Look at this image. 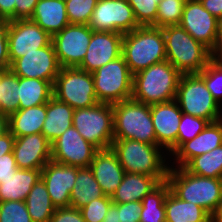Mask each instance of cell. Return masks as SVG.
Wrapping results in <instances>:
<instances>
[{
    "label": "cell",
    "instance_id": "cell-29",
    "mask_svg": "<svg viewBox=\"0 0 222 222\" xmlns=\"http://www.w3.org/2000/svg\"><path fill=\"white\" fill-rule=\"evenodd\" d=\"M104 193L89 167L77 170L73 190L70 194V206L80 209L92 200L102 198Z\"/></svg>",
    "mask_w": 222,
    "mask_h": 222
},
{
    "label": "cell",
    "instance_id": "cell-23",
    "mask_svg": "<svg viewBox=\"0 0 222 222\" xmlns=\"http://www.w3.org/2000/svg\"><path fill=\"white\" fill-rule=\"evenodd\" d=\"M160 182L152 176L142 173L125 172L121 184L112 195L113 203L142 201Z\"/></svg>",
    "mask_w": 222,
    "mask_h": 222
},
{
    "label": "cell",
    "instance_id": "cell-48",
    "mask_svg": "<svg viewBox=\"0 0 222 222\" xmlns=\"http://www.w3.org/2000/svg\"><path fill=\"white\" fill-rule=\"evenodd\" d=\"M14 142L15 137L10 131L0 137V157L13 152Z\"/></svg>",
    "mask_w": 222,
    "mask_h": 222
},
{
    "label": "cell",
    "instance_id": "cell-12",
    "mask_svg": "<svg viewBox=\"0 0 222 222\" xmlns=\"http://www.w3.org/2000/svg\"><path fill=\"white\" fill-rule=\"evenodd\" d=\"M10 64L52 42V36L30 19L6 22Z\"/></svg>",
    "mask_w": 222,
    "mask_h": 222
},
{
    "label": "cell",
    "instance_id": "cell-1",
    "mask_svg": "<svg viewBox=\"0 0 222 222\" xmlns=\"http://www.w3.org/2000/svg\"><path fill=\"white\" fill-rule=\"evenodd\" d=\"M111 149L125 172L147 174L160 183L167 180L170 165L166 160L169 156L159 145L131 139H114Z\"/></svg>",
    "mask_w": 222,
    "mask_h": 222
},
{
    "label": "cell",
    "instance_id": "cell-42",
    "mask_svg": "<svg viewBox=\"0 0 222 222\" xmlns=\"http://www.w3.org/2000/svg\"><path fill=\"white\" fill-rule=\"evenodd\" d=\"M113 204L118 208L120 222H140L141 201Z\"/></svg>",
    "mask_w": 222,
    "mask_h": 222
},
{
    "label": "cell",
    "instance_id": "cell-37",
    "mask_svg": "<svg viewBox=\"0 0 222 222\" xmlns=\"http://www.w3.org/2000/svg\"><path fill=\"white\" fill-rule=\"evenodd\" d=\"M98 0H66V13L70 24L87 25Z\"/></svg>",
    "mask_w": 222,
    "mask_h": 222
},
{
    "label": "cell",
    "instance_id": "cell-35",
    "mask_svg": "<svg viewBox=\"0 0 222 222\" xmlns=\"http://www.w3.org/2000/svg\"><path fill=\"white\" fill-rule=\"evenodd\" d=\"M187 0H161L158 3L156 23L153 27L179 25Z\"/></svg>",
    "mask_w": 222,
    "mask_h": 222
},
{
    "label": "cell",
    "instance_id": "cell-47",
    "mask_svg": "<svg viewBox=\"0 0 222 222\" xmlns=\"http://www.w3.org/2000/svg\"><path fill=\"white\" fill-rule=\"evenodd\" d=\"M0 20H15V0H0Z\"/></svg>",
    "mask_w": 222,
    "mask_h": 222
},
{
    "label": "cell",
    "instance_id": "cell-14",
    "mask_svg": "<svg viewBox=\"0 0 222 222\" xmlns=\"http://www.w3.org/2000/svg\"><path fill=\"white\" fill-rule=\"evenodd\" d=\"M97 150L71 126L51 144V160L68 166L89 167Z\"/></svg>",
    "mask_w": 222,
    "mask_h": 222
},
{
    "label": "cell",
    "instance_id": "cell-44",
    "mask_svg": "<svg viewBox=\"0 0 222 222\" xmlns=\"http://www.w3.org/2000/svg\"><path fill=\"white\" fill-rule=\"evenodd\" d=\"M6 22L0 20V71L10 70Z\"/></svg>",
    "mask_w": 222,
    "mask_h": 222
},
{
    "label": "cell",
    "instance_id": "cell-41",
    "mask_svg": "<svg viewBox=\"0 0 222 222\" xmlns=\"http://www.w3.org/2000/svg\"><path fill=\"white\" fill-rule=\"evenodd\" d=\"M112 204L111 197L104 195L102 198L92 200L80 208V211L85 222H102Z\"/></svg>",
    "mask_w": 222,
    "mask_h": 222
},
{
    "label": "cell",
    "instance_id": "cell-22",
    "mask_svg": "<svg viewBox=\"0 0 222 222\" xmlns=\"http://www.w3.org/2000/svg\"><path fill=\"white\" fill-rule=\"evenodd\" d=\"M89 168L104 195L112 197L125 174L115 152L111 148L97 150Z\"/></svg>",
    "mask_w": 222,
    "mask_h": 222
},
{
    "label": "cell",
    "instance_id": "cell-46",
    "mask_svg": "<svg viewBox=\"0 0 222 222\" xmlns=\"http://www.w3.org/2000/svg\"><path fill=\"white\" fill-rule=\"evenodd\" d=\"M39 0H15V20L30 19Z\"/></svg>",
    "mask_w": 222,
    "mask_h": 222
},
{
    "label": "cell",
    "instance_id": "cell-10",
    "mask_svg": "<svg viewBox=\"0 0 222 222\" xmlns=\"http://www.w3.org/2000/svg\"><path fill=\"white\" fill-rule=\"evenodd\" d=\"M53 96L74 110L88 108L99 103L92 73L77 67L60 69L53 85Z\"/></svg>",
    "mask_w": 222,
    "mask_h": 222
},
{
    "label": "cell",
    "instance_id": "cell-5",
    "mask_svg": "<svg viewBox=\"0 0 222 222\" xmlns=\"http://www.w3.org/2000/svg\"><path fill=\"white\" fill-rule=\"evenodd\" d=\"M166 181L179 199L202 207L210 215L222 200V179L191 174L184 167H169Z\"/></svg>",
    "mask_w": 222,
    "mask_h": 222
},
{
    "label": "cell",
    "instance_id": "cell-11",
    "mask_svg": "<svg viewBox=\"0 0 222 222\" xmlns=\"http://www.w3.org/2000/svg\"><path fill=\"white\" fill-rule=\"evenodd\" d=\"M87 25L93 31L122 34L140 26L127 0H98Z\"/></svg>",
    "mask_w": 222,
    "mask_h": 222
},
{
    "label": "cell",
    "instance_id": "cell-27",
    "mask_svg": "<svg viewBox=\"0 0 222 222\" xmlns=\"http://www.w3.org/2000/svg\"><path fill=\"white\" fill-rule=\"evenodd\" d=\"M45 118L46 103L26 109H19L9 116V131L15 138L42 133Z\"/></svg>",
    "mask_w": 222,
    "mask_h": 222
},
{
    "label": "cell",
    "instance_id": "cell-39",
    "mask_svg": "<svg viewBox=\"0 0 222 222\" xmlns=\"http://www.w3.org/2000/svg\"><path fill=\"white\" fill-rule=\"evenodd\" d=\"M160 1L161 0H127L140 26H153L156 23L158 3Z\"/></svg>",
    "mask_w": 222,
    "mask_h": 222
},
{
    "label": "cell",
    "instance_id": "cell-53",
    "mask_svg": "<svg viewBox=\"0 0 222 222\" xmlns=\"http://www.w3.org/2000/svg\"><path fill=\"white\" fill-rule=\"evenodd\" d=\"M211 222H222V200L211 214Z\"/></svg>",
    "mask_w": 222,
    "mask_h": 222
},
{
    "label": "cell",
    "instance_id": "cell-49",
    "mask_svg": "<svg viewBox=\"0 0 222 222\" xmlns=\"http://www.w3.org/2000/svg\"><path fill=\"white\" fill-rule=\"evenodd\" d=\"M202 6L217 19L222 17V0H199Z\"/></svg>",
    "mask_w": 222,
    "mask_h": 222
},
{
    "label": "cell",
    "instance_id": "cell-15",
    "mask_svg": "<svg viewBox=\"0 0 222 222\" xmlns=\"http://www.w3.org/2000/svg\"><path fill=\"white\" fill-rule=\"evenodd\" d=\"M60 69L61 66L52 42L45 47L16 59L10 65V70L18 77L45 80L52 85H54Z\"/></svg>",
    "mask_w": 222,
    "mask_h": 222
},
{
    "label": "cell",
    "instance_id": "cell-34",
    "mask_svg": "<svg viewBox=\"0 0 222 222\" xmlns=\"http://www.w3.org/2000/svg\"><path fill=\"white\" fill-rule=\"evenodd\" d=\"M19 110V77L11 70L0 71V113L6 116Z\"/></svg>",
    "mask_w": 222,
    "mask_h": 222
},
{
    "label": "cell",
    "instance_id": "cell-6",
    "mask_svg": "<svg viewBox=\"0 0 222 222\" xmlns=\"http://www.w3.org/2000/svg\"><path fill=\"white\" fill-rule=\"evenodd\" d=\"M114 139L156 144L151 105L133 99L113 104Z\"/></svg>",
    "mask_w": 222,
    "mask_h": 222
},
{
    "label": "cell",
    "instance_id": "cell-40",
    "mask_svg": "<svg viewBox=\"0 0 222 222\" xmlns=\"http://www.w3.org/2000/svg\"><path fill=\"white\" fill-rule=\"evenodd\" d=\"M0 222H33L25 201L0 202Z\"/></svg>",
    "mask_w": 222,
    "mask_h": 222
},
{
    "label": "cell",
    "instance_id": "cell-51",
    "mask_svg": "<svg viewBox=\"0 0 222 222\" xmlns=\"http://www.w3.org/2000/svg\"><path fill=\"white\" fill-rule=\"evenodd\" d=\"M220 53H222V17L218 19V43L213 55L217 57Z\"/></svg>",
    "mask_w": 222,
    "mask_h": 222
},
{
    "label": "cell",
    "instance_id": "cell-52",
    "mask_svg": "<svg viewBox=\"0 0 222 222\" xmlns=\"http://www.w3.org/2000/svg\"><path fill=\"white\" fill-rule=\"evenodd\" d=\"M9 131V117L0 113V137Z\"/></svg>",
    "mask_w": 222,
    "mask_h": 222
},
{
    "label": "cell",
    "instance_id": "cell-38",
    "mask_svg": "<svg viewBox=\"0 0 222 222\" xmlns=\"http://www.w3.org/2000/svg\"><path fill=\"white\" fill-rule=\"evenodd\" d=\"M209 123L210 122L204 118L182 113L177 135V149L184 142L196 137Z\"/></svg>",
    "mask_w": 222,
    "mask_h": 222
},
{
    "label": "cell",
    "instance_id": "cell-36",
    "mask_svg": "<svg viewBox=\"0 0 222 222\" xmlns=\"http://www.w3.org/2000/svg\"><path fill=\"white\" fill-rule=\"evenodd\" d=\"M205 82L211 95L222 105V61L213 57L209 64L198 74Z\"/></svg>",
    "mask_w": 222,
    "mask_h": 222
},
{
    "label": "cell",
    "instance_id": "cell-9",
    "mask_svg": "<svg viewBox=\"0 0 222 222\" xmlns=\"http://www.w3.org/2000/svg\"><path fill=\"white\" fill-rule=\"evenodd\" d=\"M92 76L98 102L114 104L131 99L133 75L123 56L98 68Z\"/></svg>",
    "mask_w": 222,
    "mask_h": 222
},
{
    "label": "cell",
    "instance_id": "cell-3",
    "mask_svg": "<svg viewBox=\"0 0 222 222\" xmlns=\"http://www.w3.org/2000/svg\"><path fill=\"white\" fill-rule=\"evenodd\" d=\"M180 77L167 60L153 64L133 75L131 99L147 105L174 100Z\"/></svg>",
    "mask_w": 222,
    "mask_h": 222
},
{
    "label": "cell",
    "instance_id": "cell-18",
    "mask_svg": "<svg viewBox=\"0 0 222 222\" xmlns=\"http://www.w3.org/2000/svg\"><path fill=\"white\" fill-rule=\"evenodd\" d=\"M122 33L93 31L87 53L77 67L89 73L122 56Z\"/></svg>",
    "mask_w": 222,
    "mask_h": 222
},
{
    "label": "cell",
    "instance_id": "cell-13",
    "mask_svg": "<svg viewBox=\"0 0 222 222\" xmlns=\"http://www.w3.org/2000/svg\"><path fill=\"white\" fill-rule=\"evenodd\" d=\"M93 30L88 25L69 24L52 36L61 68L78 67L87 53Z\"/></svg>",
    "mask_w": 222,
    "mask_h": 222
},
{
    "label": "cell",
    "instance_id": "cell-24",
    "mask_svg": "<svg viewBox=\"0 0 222 222\" xmlns=\"http://www.w3.org/2000/svg\"><path fill=\"white\" fill-rule=\"evenodd\" d=\"M74 109L52 96L46 103V118L42 127V134L52 144L68 128L73 126Z\"/></svg>",
    "mask_w": 222,
    "mask_h": 222
},
{
    "label": "cell",
    "instance_id": "cell-32",
    "mask_svg": "<svg viewBox=\"0 0 222 222\" xmlns=\"http://www.w3.org/2000/svg\"><path fill=\"white\" fill-rule=\"evenodd\" d=\"M169 191L170 186L164 181L143 198L140 222H166L165 198Z\"/></svg>",
    "mask_w": 222,
    "mask_h": 222
},
{
    "label": "cell",
    "instance_id": "cell-28",
    "mask_svg": "<svg viewBox=\"0 0 222 222\" xmlns=\"http://www.w3.org/2000/svg\"><path fill=\"white\" fill-rule=\"evenodd\" d=\"M166 222H211V215L202 207L179 199L171 190L165 198Z\"/></svg>",
    "mask_w": 222,
    "mask_h": 222
},
{
    "label": "cell",
    "instance_id": "cell-43",
    "mask_svg": "<svg viewBox=\"0 0 222 222\" xmlns=\"http://www.w3.org/2000/svg\"><path fill=\"white\" fill-rule=\"evenodd\" d=\"M50 222H85L80 209L69 207L56 208Z\"/></svg>",
    "mask_w": 222,
    "mask_h": 222
},
{
    "label": "cell",
    "instance_id": "cell-45",
    "mask_svg": "<svg viewBox=\"0 0 222 222\" xmlns=\"http://www.w3.org/2000/svg\"><path fill=\"white\" fill-rule=\"evenodd\" d=\"M17 169L13 152L2 155L0 157V183L2 180L14 175Z\"/></svg>",
    "mask_w": 222,
    "mask_h": 222
},
{
    "label": "cell",
    "instance_id": "cell-19",
    "mask_svg": "<svg viewBox=\"0 0 222 222\" xmlns=\"http://www.w3.org/2000/svg\"><path fill=\"white\" fill-rule=\"evenodd\" d=\"M78 168L51 160L41 170V179L56 208L70 206V194L74 187Z\"/></svg>",
    "mask_w": 222,
    "mask_h": 222
},
{
    "label": "cell",
    "instance_id": "cell-26",
    "mask_svg": "<svg viewBox=\"0 0 222 222\" xmlns=\"http://www.w3.org/2000/svg\"><path fill=\"white\" fill-rule=\"evenodd\" d=\"M41 179V170L17 169L0 183V202L25 201L34 184Z\"/></svg>",
    "mask_w": 222,
    "mask_h": 222
},
{
    "label": "cell",
    "instance_id": "cell-4",
    "mask_svg": "<svg viewBox=\"0 0 222 222\" xmlns=\"http://www.w3.org/2000/svg\"><path fill=\"white\" fill-rule=\"evenodd\" d=\"M122 56L132 75L166 58L162 28L139 26L123 34Z\"/></svg>",
    "mask_w": 222,
    "mask_h": 222
},
{
    "label": "cell",
    "instance_id": "cell-33",
    "mask_svg": "<svg viewBox=\"0 0 222 222\" xmlns=\"http://www.w3.org/2000/svg\"><path fill=\"white\" fill-rule=\"evenodd\" d=\"M184 168L191 174L222 179V145L194 157Z\"/></svg>",
    "mask_w": 222,
    "mask_h": 222
},
{
    "label": "cell",
    "instance_id": "cell-54",
    "mask_svg": "<svg viewBox=\"0 0 222 222\" xmlns=\"http://www.w3.org/2000/svg\"><path fill=\"white\" fill-rule=\"evenodd\" d=\"M222 61V53L217 56Z\"/></svg>",
    "mask_w": 222,
    "mask_h": 222
},
{
    "label": "cell",
    "instance_id": "cell-20",
    "mask_svg": "<svg viewBox=\"0 0 222 222\" xmlns=\"http://www.w3.org/2000/svg\"><path fill=\"white\" fill-rule=\"evenodd\" d=\"M13 154L18 169L42 170L51 161V143L42 133L16 137Z\"/></svg>",
    "mask_w": 222,
    "mask_h": 222
},
{
    "label": "cell",
    "instance_id": "cell-31",
    "mask_svg": "<svg viewBox=\"0 0 222 222\" xmlns=\"http://www.w3.org/2000/svg\"><path fill=\"white\" fill-rule=\"evenodd\" d=\"M25 203L33 222H50L56 210L42 179L34 184Z\"/></svg>",
    "mask_w": 222,
    "mask_h": 222
},
{
    "label": "cell",
    "instance_id": "cell-8",
    "mask_svg": "<svg viewBox=\"0 0 222 222\" xmlns=\"http://www.w3.org/2000/svg\"><path fill=\"white\" fill-rule=\"evenodd\" d=\"M73 126L98 150L111 148L114 140L113 104L99 102L95 106L75 109Z\"/></svg>",
    "mask_w": 222,
    "mask_h": 222
},
{
    "label": "cell",
    "instance_id": "cell-30",
    "mask_svg": "<svg viewBox=\"0 0 222 222\" xmlns=\"http://www.w3.org/2000/svg\"><path fill=\"white\" fill-rule=\"evenodd\" d=\"M53 96V85L49 81L19 77V109L47 103Z\"/></svg>",
    "mask_w": 222,
    "mask_h": 222
},
{
    "label": "cell",
    "instance_id": "cell-50",
    "mask_svg": "<svg viewBox=\"0 0 222 222\" xmlns=\"http://www.w3.org/2000/svg\"><path fill=\"white\" fill-rule=\"evenodd\" d=\"M102 222H120L118 208L112 204Z\"/></svg>",
    "mask_w": 222,
    "mask_h": 222
},
{
    "label": "cell",
    "instance_id": "cell-16",
    "mask_svg": "<svg viewBox=\"0 0 222 222\" xmlns=\"http://www.w3.org/2000/svg\"><path fill=\"white\" fill-rule=\"evenodd\" d=\"M179 25L213 53L216 51L218 19L206 10L199 0L186 1Z\"/></svg>",
    "mask_w": 222,
    "mask_h": 222
},
{
    "label": "cell",
    "instance_id": "cell-7",
    "mask_svg": "<svg viewBox=\"0 0 222 222\" xmlns=\"http://www.w3.org/2000/svg\"><path fill=\"white\" fill-rule=\"evenodd\" d=\"M175 100L184 114L204 118L210 123L222 119V106L198 74H181Z\"/></svg>",
    "mask_w": 222,
    "mask_h": 222
},
{
    "label": "cell",
    "instance_id": "cell-17",
    "mask_svg": "<svg viewBox=\"0 0 222 222\" xmlns=\"http://www.w3.org/2000/svg\"><path fill=\"white\" fill-rule=\"evenodd\" d=\"M182 116L176 100L151 105V117L156 135V145L171 156L177 150L178 128Z\"/></svg>",
    "mask_w": 222,
    "mask_h": 222
},
{
    "label": "cell",
    "instance_id": "cell-21",
    "mask_svg": "<svg viewBox=\"0 0 222 222\" xmlns=\"http://www.w3.org/2000/svg\"><path fill=\"white\" fill-rule=\"evenodd\" d=\"M220 145H222V119L209 123L196 137L184 142L171 155L174 158H170L174 162L170 167H185L194 157L210 152Z\"/></svg>",
    "mask_w": 222,
    "mask_h": 222
},
{
    "label": "cell",
    "instance_id": "cell-25",
    "mask_svg": "<svg viewBox=\"0 0 222 222\" xmlns=\"http://www.w3.org/2000/svg\"><path fill=\"white\" fill-rule=\"evenodd\" d=\"M30 20L51 36L69 25L66 4L60 0H39Z\"/></svg>",
    "mask_w": 222,
    "mask_h": 222
},
{
    "label": "cell",
    "instance_id": "cell-2",
    "mask_svg": "<svg viewBox=\"0 0 222 222\" xmlns=\"http://www.w3.org/2000/svg\"><path fill=\"white\" fill-rule=\"evenodd\" d=\"M166 58L181 74H199L214 57L213 52L195 40L180 25L162 27Z\"/></svg>",
    "mask_w": 222,
    "mask_h": 222
}]
</instances>
